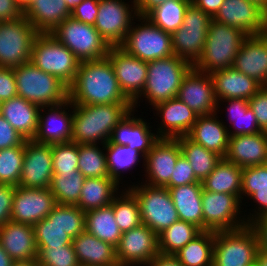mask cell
<instances>
[{
	"mask_svg": "<svg viewBox=\"0 0 267 266\" xmlns=\"http://www.w3.org/2000/svg\"><path fill=\"white\" fill-rule=\"evenodd\" d=\"M244 206L234 194L215 193L203 189V231H231L247 224L243 215Z\"/></svg>",
	"mask_w": 267,
	"mask_h": 266,
	"instance_id": "obj_11",
	"label": "cell"
},
{
	"mask_svg": "<svg viewBox=\"0 0 267 266\" xmlns=\"http://www.w3.org/2000/svg\"><path fill=\"white\" fill-rule=\"evenodd\" d=\"M115 248L119 266H146L160 253L158 235L144 224L122 232Z\"/></svg>",
	"mask_w": 267,
	"mask_h": 266,
	"instance_id": "obj_15",
	"label": "cell"
},
{
	"mask_svg": "<svg viewBox=\"0 0 267 266\" xmlns=\"http://www.w3.org/2000/svg\"><path fill=\"white\" fill-rule=\"evenodd\" d=\"M250 225L256 230L260 249L267 251V215L258 217Z\"/></svg>",
	"mask_w": 267,
	"mask_h": 266,
	"instance_id": "obj_59",
	"label": "cell"
},
{
	"mask_svg": "<svg viewBox=\"0 0 267 266\" xmlns=\"http://www.w3.org/2000/svg\"><path fill=\"white\" fill-rule=\"evenodd\" d=\"M17 96L38 107L56 105L69 99V87L59 78L37 68L31 61L13 68Z\"/></svg>",
	"mask_w": 267,
	"mask_h": 266,
	"instance_id": "obj_5",
	"label": "cell"
},
{
	"mask_svg": "<svg viewBox=\"0 0 267 266\" xmlns=\"http://www.w3.org/2000/svg\"><path fill=\"white\" fill-rule=\"evenodd\" d=\"M247 36L239 28L227 26L212 19L203 52L193 67L206 74L231 68Z\"/></svg>",
	"mask_w": 267,
	"mask_h": 266,
	"instance_id": "obj_4",
	"label": "cell"
},
{
	"mask_svg": "<svg viewBox=\"0 0 267 266\" xmlns=\"http://www.w3.org/2000/svg\"><path fill=\"white\" fill-rule=\"evenodd\" d=\"M249 1L257 4L260 8H262L265 11L267 15V0H249Z\"/></svg>",
	"mask_w": 267,
	"mask_h": 266,
	"instance_id": "obj_66",
	"label": "cell"
},
{
	"mask_svg": "<svg viewBox=\"0 0 267 266\" xmlns=\"http://www.w3.org/2000/svg\"><path fill=\"white\" fill-rule=\"evenodd\" d=\"M73 104L70 99L56 105L41 107L34 142L58 144L71 141Z\"/></svg>",
	"mask_w": 267,
	"mask_h": 266,
	"instance_id": "obj_16",
	"label": "cell"
},
{
	"mask_svg": "<svg viewBox=\"0 0 267 266\" xmlns=\"http://www.w3.org/2000/svg\"><path fill=\"white\" fill-rule=\"evenodd\" d=\"M224 102L227 103V106L225 105L226 108H224L225 112L227 111V118L229 117L227 121L230 120L229 122H231L229 123V126H226L229 137L238 135H252L262 131L259 128L253 111L249 107L248 100L237 98L219 100L217 103V113H219L221 110L220 107H223L221 105H223Z\"/></svg>",
	"mask_w": 267,
	"mask_h": 266,
	"instance_id": "obj_37",
	"label": "cell"
},
{
	"mask_svg": "<svg viewBox=\"0 0 267 266\" xmlns=\"http://www.w3.org/2000/svg\"><path fill=\"white\" fill-rule=\"evenodd\" d=\"M223 118L218 113L198 116L187 136L207 150L225 157L228 149L229 134Z\"/></svg>",
	"mask_w": 267,
	"mask_h": 266,
	"instance_id": "obj_29",
	"label": "cell"
},
{
	"mask_svg": "<svg viewBox=\"0 0 267 266\" xmlns=\"http://www.w3.org/2000/svg\"><path fill=\"white\" fill-rule=\"evenodd\" d=\"M30 61L40 70L52 74L70 87L80 61L50 33H39L32 46Z\"/></svg>",
	"mask_w": 267,
	"mask_h": 266,
	"instance_id": "obj_7",
	"label": "cell"
},
{
	"mask_svg": "<svg viewBox=\"0 0 267 266\" xmlns=\"http://www.w3.org/2000/svg\"><path fill=\"white\" fill-rule=\"evenodd\" d=\"M213 252L214 232L202 231L175 256L184 266H212Z\"/></svg>",
	"mask_w": 267,
	"mask_h": 266,
	"instance_id": "obj_40",
	"label": "cell"
},
{
	"mask_svg": "<svg viewBox=\"0 0 267 266\" xmlns=\"http://www.w3.org/2000/svg\"><path fill=\"white\" fill-rule=\"evenodd\" d=\"M244 196L253 200L256 206L251 210L253 213L243 211L247 224H251L260 216L267 215V164L242 169L241 203L245 200Z\"/></svg>",
	"mask_w": 267,
	"mask_h": 266,
	"instance_id": "obj_30",
	"label": "cell"
},
{
	"mask_svg": "<svg viewBox=\"0 0 267 266\" xmlns=\"http://www.w3.org/2000/svg\"><path fill=\"white\" fill-rule=\"evenodd\" d=\"M177 98L187 104L198 116L217 112L218 101L211 75L194 67L183 78Z\"/></svg>",
	"mask_w": 267,
	"mask_h": 266,
	"instance_id": "obj_22",
	"label": "cell"
},
{
	"mask_svg": "<svg viewBox=\"0 0 267 266\" xmlns=\"http://www.w3.org/2000/svg\"><path fill=\"white\" fill-rule=\"evenodd\" d=\"M197 182L199 181L194 174L192 166L183 155H181L176 162L175 170L171 175L170 182L165 187L172 188Z\"/></svg>",
	"mask_w": 267,
	"mask_h": 266,
	"instance_id": "obj_52",
	"label": "cell"
},
{
	"mask_svg": "<svg viewBox=\"0 0 267 266\" xmlns=\"http://www.w3.org/2000/svg\"><path fill=\"white\" fill-rule=\"evenodd\" d=\"M38 34L24 16L0 22V67L15 68L29 62Z\"/></svg>",
	"mask_w": 267,
	"mask_h": 266,
	"instance_id": "obj_12",
	"label": "cell"
},
{
	"mask_svg": "<svg viewBox=\"0 0 267 266\" xmlns=\"http://www.w3.org/2000/svg\"><path fill=\"white\" fill-rule=\"evenodd\" d=\"M58 225L74 239L85 231V212L77 205L58 204Z\"/></svg>",
	"mask_w": 267,
	"mask_h": 266,
	"instance_id": "obj_51",
	"label": "cell"
},
{
	"mask_svg": "<svg viewBox=\"0 0 267 266\" xmlns=\"http://www.w3.org/2000/svg\"><path fill=\"white\" fill-rule=\"evenodd\" d=\"M0 243L15 262L37 260L38 251L32 225L7 222L0 227Z\"/></svg>",
	"mask_w": 267,
	"mask_h": 266,
	"instance_id": "obj_27",
	"label": "cell"
},
{
	"mask_svg": "<svg viewBox=\"0 0 267 266\" xmlns=\"http://www.w3.org/2000/svg\"><path fill=\"white\" fill-rule=\"evenodd\" d=\"M99 0L94 24L110 46H120L125 40L133 21L138 17L135 0Z\"/></svg>",
	"mask_w": 267,
	"mask_h": 266,
	"instance_id": "obj_14",
	"label": "cell"
},
{
	"mask_svg": "<svg viewBox=\"0 0 267 266\" xmlns=\"http://www.w3.org/2000/svg\"><path fill=\"white\" fill-rule=\"evenodd\" d=\"M121 92L133 103L145 86L148 62L128 54L120 46H111L108 56Z\"/></svg>",
	"mask_w": 267,
	"mask_h": 266,
	"instance_id": "obj_17",
	"label": "cell"
},
{
	"mask_svg": "<svg viewBox=\"0 0 267 266\" xmlns=\"http://www.w3.org/2000/svg\"><path fill=\"white\" fill-rule=\"evenodd\" d=\"M39 266H80L73 245L37 247Z\"/></svg>",
	"mask_w": 267,
	"mask_h": 266,
	"instance_id": "obj_50",
	"label": "cell"
},
{
	"mask_svg": "<svg viewBox=\"0 0 267 266\" xmlns=\"http://www.w3.org/2000/svg\"><path fill=\"white\" fill-rule=\"evenodd\" d=\"M25 139L1 116L0 150L20 146Z\"/></svg>",
	"mask_w": 267,
	"mask_h": 266,
	"instance_id": "obj_57",
	"label": "cell"
},
{
	"mask_svg": "<svg viewBox=\"0 0 267 266\" xmlns=\"http://www.w3.org/2000/svg\"><path fill=\"white\" fill-rule=\"evenodd\" d=\"M176 139L180 144L181 154L192 166L197 180L202 182L213 172L222 157L194 142L187 135Z\"/></svg>",
	"mask_w": 267,
	"mask_h": 266,
	"instance_id": "obj_39",
	"label": "cell"
},
{
	"mask_svg": "<svg viewBox=\"0 0 267 266\" xmlns=\"http://www.w3.org/2000/svg\"><path fill=\"white\" fill-rule=\"evenodd\" d=\"M25 141L20 146L0 150V183L18 186L22 171Z\"/></svg>",
	"mask_w": 267,
	"mask_h": 266,
	"instance_id": "obj_48",
	"label": "cell"
},
{
	"mask_svg": "<svg viewBox=\"0 0 267 266\" xmlns=\"http://www.w3.org/2000/svg\"><path fill=\"white\" fill-rule=\"evenodd\" d=\"M23 16L38 33H50L71 16V10L65 0H32L23 10Z\"/></svg>",
	"mask_w": 267,
	"mask_h": 266,
	"instance_id": "obj_31",
	"label": "cell"
},
{
	"mask_svg": "<svg viewBox=\"0 0 267 266\" xmlns=\"http://www.w3.org/2000/svg\"><path fill=\"white\" fill-rule=\"evenodd\" d=\"M85 179L78 170L73 173L54 174L49 189L56 204L76 205Z\"/></svg>",
	"mask_w": 267,
	"mask_h": 266,
	"instance_id": "obj_46",
	"label": "cell"
},
{
	"mask_svg": "<svg viewBox=\"0 0 267 266\" xmlns=\"http://www.w3.org/2000/svg\"><path fill=\"white\" fill-rule=\"evenodd\" d=\"M232 67L262 86H267V32L248 35L242 42Z\"/></svg>",
	"mask_w": 267,
	"mask_h": 266,
	"instance_id": "obj_25",
	"label": "cell"
},
{
	"mask_svg": "<svg viewBox=\"0 0 267 266\" xmlns=\"http://www.w3.org/2000/svg\"><path fill=\"white\" fill-rule=\"evenodd\" d=\"M50 34L66 46L80 62L105 58L111 48L94 25L80 22L71 16Z\"/></svg>",
	"mask_w": 267,
	"mask_h": 266,
	"instance_id": "obj_9",
	"label": "cell"
},
{
	"mask_svg": "<svg viewBox=\"0 0 267 266\" xmlns=\"http://www.w3.org/2000/svg\"><path fill=\"white\" fill-rule=\"evenodd\" d=\"M23 16V9L15 0H0V22L17 20Z\"/></svg>",
	"mask_w": 267,
	"mask_h": 266,
	"instance_id": "obj_58",
	"label": "cell"
},
{
	"mask_svg": "<svg viewBox=\"0 0 267 266\" xmlns=\"http://www.w3.org/2000/svg\"><path fill=\"white\" fill-rule=\"evenodd\" d=\"M137 110L132 109L114 128L109 142L138 150L146 156L159 140L150 122L143 117L134 116ZM154 131V132H153Z\"/></svg>",
	"mask_w": 267,
	"mask_h": 266,
	"instance_id": "obj_23",
	"label": "cell"
},
{
	"mask_svg": "<svg viewBox=\"0 0 267 266\" xmlns=\"http://www.w3.org/2000/svg\"><path fill=\"white\" fill-rule=\"evenodd\" d=\"M146 266H184L175 255L159 253Z\"/></svg>",
	"mask_w": 267,
	"mask_h": 266,
	"instance_id": "obj_61",
	"label": "cell"
},
{
	"mask_svg": "<svg viewBox=\"0 0 267 266\" xmlns=\"http://www.w3.org/2000/svg\"><path fill=\"white\" fill-rule=\"evenodd\" d=\"M15 1L24 10L32 0H15Z\"/></svg>",
	"mask_w": 267,
	"mask_h": 266,
	"instance_id": "obj_68",
	"label": "cell"
},
{
	"mask_svg": "<svg viewBox=\"0 0 267 266\" xmlns=\"http://www.w3.org/2000/svg\"><path fill=\"white\" fill-rule=\"evenodd\" d=\"M211 20L206 12L191 3L183 23L172 34L174 55L194 65L203 52Z\"/></svg>",
	"mask_w": 267,
	"mask_h": 266,
	"instance_id": "obj_13",
	"label": "cell"
},
{
	"mask_svg": "<svg viewBox=\"0 0 267 266\" xmlns=\"http://www.w3.org/2000/svg\"><path fill=\"white\" fill-rule=\"evenodd\" d=\"M53 173L64 174L78 170L79 144L66 142L51 144Z\"/></svg>",
	"mask_w": 267,
	"mask_h": 266,
	"instance_id": "obj_49",
	"label": "cell"
},
{
	"mask_svg": "<svg viewBox=\"0 0 267 266\" xmlns=\"http://www.w3.org/2000/svg\"><path fill=\"white\" fill-rule=\"evenodd\" d=\"M212 19L239 28L247 35H261L267 32L265 11L249 0H224Z\"/></svg>",
	"mask_w": 267,
	"mask_h": 266,
	"instance_id": "obj_21",
	"label": "cell"
},
{
	"mask_svg": "<svg viewBox=\"0 0 267 266\" xmlns=\"http://www.w3.org/2000/svg\"><path fill=\"white\" fill-rule=\"evenodd\" d=\"M110 205L113 207L115 221L122 232L142 224L138 201L127 188H123Z\"/></svg>",
	"mask_w": 267,
	"mask_h": 266,
	"instance_id": "obj_47",
	"label": "cell"
},
{
	"mask_svg": "<svg viewBox=\"0 0 267 266\" xmlns=\"http://www.w3.org/2000/svg\"><path fill=\"white\" fill-rule=\"evenodd\" d=\"M154 109V110H153ZM160 118V126L155 128L159 138L176 139L187 135L192 129L198 115L177 97L160 102L152 107Z\"/></svg>",
	"mask_w": 267,
	"mask_h": 266,
	"instance_id": "obj_24",
	"label": "cell"
},
{
	"mask_svg": "<svg viewBox=\"0 0 267 266\" xmlns=\"http://www.w3.org/2000/svg\"><path fill=\"white\" fill-rule=\"evenodd\" d=\"M105 151L109 175L119 185L123 182L126 183L125 180H122L125 172L133 170L135 166L140 164L142 159L144 165L145 156L138 150L130 149L127 146L115 145L108 142L105 144Z\"/></svg>",
	"mask_w": 267,
	"mask_h": 266,
	"instance_id": "obj_42",
	"label": "cell"
},
{
	"mask_svg": "<svg viewBox=\"0 0 267 266\" xmlns=\"http://www.w3.org/2000/svg\"><path fill=\"white\" fill-rule=\"evenodd\" d=\"M15 187L11 184L0 183V227L11 221Z\"/></svg>",
	"mask_w": 267,
	"mask_h": 266,
	"instance_id": "obj_55",
	"label": "cell"
},
{
	"mask_svg": "<svg viewBox=\"0 0 267 266\" xmlns=\"http://www.w3.org/2000/svg\"><path fill=\"white\" fill-rule=\"evenodd\" d=\"M120 190L123 186L111 177L86 178L76 205L84 212L108 206Z\"/></svg>",
	"mask_w": 267,
	"mask_h": 266,
	"instance_id": "obj_35",
	"label": "cell"
},
{
	"mask_svg": "<svg viewBox=\"0 0 267 266\" xmlns=\"http://www.w3.org/2000/svg\"><path fill=\"white\" fill-rule=\"evenodd\" d=\"M224 0H191V3L197 8L206 12L213 18L223 4Z\"/></svg>",
	"mask_w": 267,
	"mask_h": 266,
	"instance_id": "obj_60",
	"label": "cell"
},
{
	"mask_svg": "<svg viewBox=\"0 0 267 266\" xmlns=\"http://www.w3.org/2000/svg\"><path fill=\"white\" fill-rule=\"evenodd\" d=\"M17 96L13 68L0 67V102Z\"/></svg>",
	"mask_w": 267,
	"mask_h": 266,
	"instance_id": "obj_56",
	"label": "cell"
},
{
	"mask_svg": "<svg viewBox=\"0 0 267 266\" xmlns=\"http://www.w3.org/2000/svg\"><path fill=\"white\" fill-rule=\"evenodd\" d=\"M177 139L159 138L144 159V184L165 187L169 182L178 158L181 156Z\"/></svg>",
	"mask_w": 267,
	"mask_h": 266,
	"instance_id": "obj_20",
	"label": "cell"
},
{
	"mask_svg": "<svg viewBox=\"0 0 267 266\" xmlns=\"http://www.w3.org/2000/svg\"><path fill=\"white\" fill-rule=\"evenodd\" d=\"M167 0H135L138 16H145L151 9Z\"/></svg>",
	"mask_w": 267,
	"mask_h": 266,
	"instance_id": "obj_62",
	"label": "cell"
},
{
	"mask_svg": "<svg viewBox=\"0 0 267 266\" xmlns=\"http://www.w3.org/2000/svg\"><path fill=\"white\" fill-rule=\"evenodd\" d=\"M14 262L0 243V266H12Z\"/></svg>",
	"mask_w": 267,
	"mask_h": 266,
	"instance_id": "obj_63",
	"label": "cell"
},
{
	"mask_svg": "<svg viewBox=\"0 0 267 266\" xmlns=\"http://www.w3.org/2000/svg\"><path fill=\"white\" fill-rule=\"evenodd\" d=\"M179 220L194 224L203 231L202 182L167 188Z\"/></svg>",
	"mask_w": 267,
	"mask_h": 266,
	"instance_id": "obj_34",
	"label": "cell"
},
{
	"mask_svg": "<svg viewBox=\"0 0 267 266\" xmlns=\"http://www.w3.org/2000/svg\"><path fill=\"white\" fill-rule=\"evenodd\" d=\"M85 231L114 247L119 244L122 236L111 205L86 211Z\"/></svg>",
	"mask_w": 267,
	"mask_h": 266,
	"instance_id": "obj_38",
	"label": "cell"
},
{
	"mask_svg": "<svg viewBox=\"0 0 267 266\" xmlns=\"http://www.w3.org/2000/svg\"><path fill=\"white\" fill-rule=\"evenodd\" d=\"M78 171L85 178L110 177L105 144H79Z\"/></svg>",
	"mask_w": 267,
	"mask_h": 266,
	"instance_id": "obj_45",
	"label": "cell"
},
{
	"mask_svg": "<svg viewBox=\"0 0 267 266\" xmlns=\"http://www.w3.org/2000/svg\"><path fill=\"white\" fill-rule=\"evenodd\" d=\"M71 141L77 144H107L118 123L133 109L132 103L73 104Z\"/></svg>",
	"mask_w": 267,
	"mask_h": 266,
	"instance_id": "obj_2",
	"label": "cell"
},
{
	"mask_svg": "<svg viewBox=\"0 0 267 266\" xmlns=\"http://www.w3.org/2000/svg\"><path fill=\"white\" fill-rule=\"evenodd\" d=\"M201 232L194 224L178 220L158 235L159 251L165 255H175Z\"/></svg>",
	"mask_w": 267,
	"mask_h": 266,
	"instance_id": "obj_43",
	"label": "cell"
},
{
	"mask_svg": "<svg viewBox=\"0 0 267 266\" xmlns=\"http://www.w3.org/2000/svg\"><path fill=\"white\" fill-rule=\"evenodd\" d=\"M99 9V0H83L71 11V17L90 25L96 22Z\"/></svg>",
	"mask_w": 267,
	"mask_h": 266,
	"instance_id": "obj_54",
	"label": "cell"
},
{
	"mask_svg": "<svg viewBox=\"0 0 267 266\" xmlns=\"http://www.w3.org/2000/svg\"><path fill=\"white\" fill-rule=\"evenodd\" d=\"M135 21L120 45L122 49L145 62L174 55L172 34L158 28L145 16H138Z\"/></svg>",
	"mask_w": 267,
	"mask_h": 266,
	"instance_id": "obj_10",
	"label": "cell"
},
{
	"mask_svg": "<svg viewBox=\"0 0 267 266\" xmlns=\"http://www.w3.org/2000/svg\"><path fill=\"white\" fill-rule=\"evenodd\" d=\"M83 0H65L67 7L72 11L76 5H79Z\"/></svg>",
	"mask_w": 267,
	"mask_h": 266,
	"instance_id": "obj_67",
	"label": "cell"
},
{
	"mask_svg": "<svg viewBox=\"0 0 267 266\" xmlns=\"http://www.w3.org/2000/svg\"><path fill=\"white\" fill-rule=\"evenodd\" d=\"M136 183L122 185L137 199L142 224L159 235L179 220L170 192L166 187H153L142 181Z\"/></svg>",
	"mask_w": 267,
	"mask_h": 266,
	"instance_id": "obj_6",
	"label": "cell"
},
{
	"mask_svg": "<svg viewBox=\"0 0 267 266\" xmlns=\"http://www.w3.org/2000/svg\"><path fill=\"white\" fill-rule=\"evenodd\" d=\"M12 266H39V264H38L37 260H33V261H18V262H14V264Z\"/></svg>",
	"mask_w": 267,
	"mask_h": 266,
	"instance_id": "obj_65",
	"label": "cell"
},
{
	"mask_svg": "<svg viewBox=\"0 0 267 266\" xmlns=\"http://www.w3.org/2000/svg\"><path fill=\"white\" fill-rule=\"evenodd\" d=\"M51 144L25 140L19 187L49 188L53 177Z\"/></svg>",
	"mask_w": 267,
	"mask_h": 266,
	"instance_id": "obj_18",
	"label": "cell"
},
{
	"mask_svg": "<svg viewBox=\"0 0 267 266\" xmlns=\"http://www.w3.org/2000/svg\"><path fill=\"white\" fill-rule=\"evenodd\" d=\"M254 266H267V251L259 248Z\"/></svg>",
	"mask_w": 267,
	"mask_h": 266,
	"instance_id": "obj_64",
	"label": "cell"
},
{
	"mask_svg": "<svg viewBox=\"0 0 267 266\" xmlns=\"http://www.w3.org/2000/svg\"><path fill=\"white\" fill-rule=\"evenodd\" d=\"M72 244L80 266H119L116 248L86 231L74 238Z\"/></svg>",
	"mask_w": 267,
	"mask_h": 266,
	"instance_id": "obj_32",
	"label": "cell"
},
{
	"mask_svg": "<svg viewBox=\"0 0 267 266\" xmlns=\"http://www.w3.org/2000/svg\"><path fill=\"white\" fill-rule=\"evenodd\" d=\"M56 205L49 188L15 187L11 221L34 225L46 218Z\"/></svg>",
	"mask_w": 267,
	"mask_h": 266,
	"instance_id": "obj_19",
	"label": "cell"
},
{
	"mask_svg": "<svg viewBox=\"0 0 267 266\" xmlns=\"http://www.w3.org/2000/svg\"><path fill=\"white\" fill-rule=\"evenodd\" d=\"M211 75L216 100L251 99L263 86L238 70L226 68Z\"/></svg>",
	"mask_w": 267,
	"mask_h": 266,
	"instance_id": "obj_28",
	"label": "cell"
},
{
	"mask_svg": "<svg viewBox=\"0 0 267 266\" xmlns=\"http://www.w3.org/2000/svg\"><path fill=\"white\" fill-rule=\"evenodd\" d=\"M224 158L241 168L267 164V132L229 137Z\"/></svg>",
	"mask_w": 267,
	"mask_h": 266,
	"instance_id": "obj_26",
	"label": "cell"
},
{
	"mask_svg": "<svg viewBox=\"0 0 267 266\" xmlns=\"http://www.w3.org/2000/svg\"><path fill=\"white\" fill-rule=\"evenodd\" d=\"M192 67L191 63L176 55L148 62L145 86L138 99L132 103L133 109L137 110L140 101L145 98L151 108L176 98L183 78Z\"/></svg>",
	"mask_w": 267,
	"mask_h": 266,
	"instance_id": "obj_3",
	"label": "cell"
},
{
	"mask_svg": "<svg viewBox=\"0 0 267 266\" xmlns=\"http://www.w3.org/2000/svg\"><path fill=\"white\" fill-rule=\"evenodd\" d=\"M2 117L25 139L32 140L36 134L40 107L22 97L1 102Z\"/></svg>",
	"mask_w": 267,
	"mask_h": 266,
	"instance_id": "obj_33",
	"label": "cell"
},
{
	"mask_svg": "<svg viewBox=\"0 0 267 266\" xmlns=\"http://www.w3.org/2000/svg\"><path fill=\"white\" fill-rule=\"evenodd\" d=\"M242 169L221 158L213 172L202 181V187L209 192L234 194L241 201Z\"/></svg>",
	"mask_w": 267,
	"mask_h": 266,
	"instance_id": "obj_36",
	"label": "cell"
},
{
	"mask_svg": "<svg viewBox=\"0 0 267 266\" xmlns=\"http://www.w3.org/2000/svg\"><path fill=\"white\" fill-rule=\"evenodd\" d=\"M37 247L73 245V238L58 225V204L51 213L33 225Z\"/></svg>",
	"mask_w": 267,
	"mask_h": 266,
	"instance_id": "obj_44",
	"label": "cell"
},
{
	"mask_svg": "<svg viewBox=\"0 0 267 266\" xmlns=\"http://www.w3.org/2000/svg\"><path fill=\"white\" fill-rule=\"evenodd\" d=\"M191 0H167L151 9L145 17L163 31L173 34L183 23Z\"/></svg>",
	"mask_w": 267,
	"mask_h": 266,
	"instance_id": "obj_41",
	"label": "cell"
},
{
	"mask_svg": "<svg viewBox=\"0 0 267 266\" xmlns=\"http://www.w3.org/2000/svg\"><path fill=\"white\" fill-rule=\"evenodd\" d=\"M2 116V105H1V102H0V117Z\"/></svg>",
	"mask_w": 267,
	"mask_h": 266,
	"instance_id": "obj_69",
	"label": "cell"
},
{
	"mask_svg": "<svg viewBox=\"0 0 267 266\" xmlns=\"http://www.w3.org/2000/svg\"><path fill=\"white\" fill-rule=\"evenodd\" d=\"M69 99L72 104L82 105L131 103L121 92L108 57L80 62L69 87Z\"/></svg>",
	"mask_w": 267,
	"mask_h": 266,
	"instance_id": "obj_1",
	"label": "cell"
},
{
	"mask_svg": "<svg viewBox=\"0 0 267 266\" xmlns=\"http://www.w3.org/2000/svg\"><path fill=\"white\" fill-rule=\"evenodd\" d=\"M248 104L257 119L259 128L267 132V86H263L249 99Z\"/></svg>",
	"mask_w": 267,
	"mask_h": 266,
	"instance_id": "obj_53",
	"label": "cell"
},
{
	"mask_svg": "<svg viewBox=\"0 0 267 266\" xmlns=\"http://www.w3.org/2000/svg\"><path fill=\"white\" fill-rule=\"evenodd\" d=\"M259 248L258 235L250 224L237 230L214 232L212 266H254Z\"/></svg>",
	"mask_w": 267,
	"mask_h": 266,
	"instance_id": "obj_8",
	"label": "cell"
}]
</instances>
